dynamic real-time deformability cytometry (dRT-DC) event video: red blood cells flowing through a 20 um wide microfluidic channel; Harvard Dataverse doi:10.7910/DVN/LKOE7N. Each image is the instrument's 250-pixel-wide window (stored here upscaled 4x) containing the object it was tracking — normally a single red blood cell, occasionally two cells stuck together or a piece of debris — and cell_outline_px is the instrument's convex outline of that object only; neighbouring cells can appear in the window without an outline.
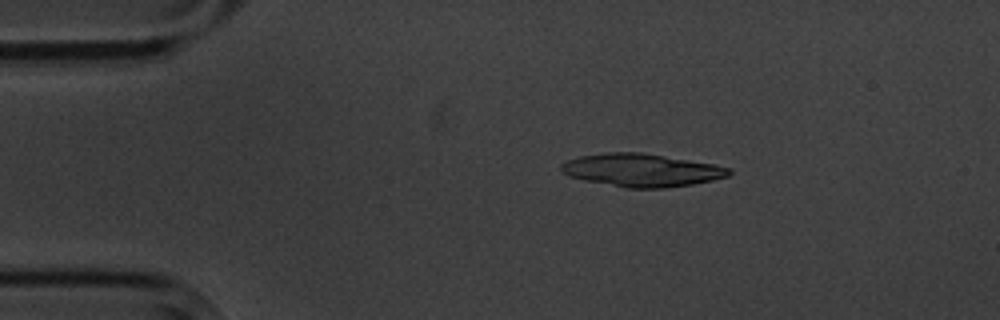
{"species": "common noctule bat (a hibernating species)", "species_latin": "Nyctalus noctula", "temperature_condition": "cold", "stored_images_in_passage": 4, "camera_frame_rate_fps": 3000, "um_per_image_px": 0.085, "animal": {"sex": "male", "body_mass_g": 20.1, "forearm_length_mm": 53.5}, "frame": {"image": 1, "passage_image": 3, "time_ms": 2.333, "image_size_px": [1000, 320], "cell_outline_px": [[732, 172], [728, 176], [712, 180], [692, 184], [664, 188], [624, 188], [584, 180], [568, 176], [560, 172], [560, 164], [568, 160], [580, 156], [604, 152], [640, 152], [712, 164], [732, 168]], "centroid_in_image_um": [54.49, 14.47], "position_along_channel_um": 30.5, "area_um2": 32.19}}